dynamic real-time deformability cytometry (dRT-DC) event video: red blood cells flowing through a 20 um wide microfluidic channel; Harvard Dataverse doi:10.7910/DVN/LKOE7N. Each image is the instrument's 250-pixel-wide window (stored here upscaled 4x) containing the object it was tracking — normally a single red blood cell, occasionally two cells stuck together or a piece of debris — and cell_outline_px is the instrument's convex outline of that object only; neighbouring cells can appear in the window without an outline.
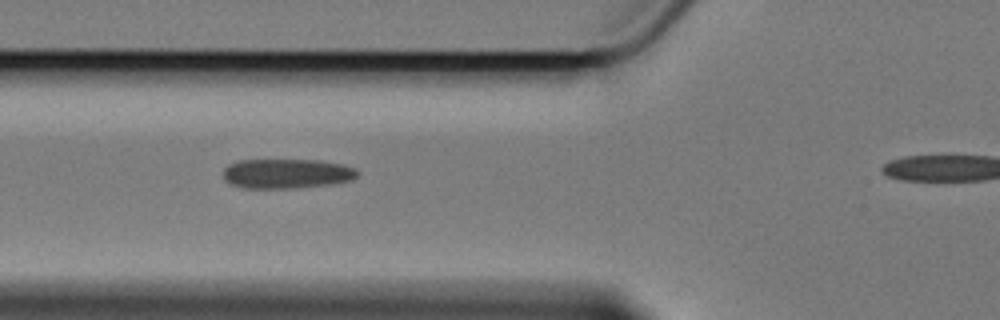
{"species": "Egyptian fruit bat (a non-hibernating species)", "species_latin": "Rousettus aegyptiacus", "temperature_condition": "cold", "stored_images_in_passage": 4, "segment_of_instrument_passage": [1, 2], "camera_frame_rate_fps": 3000, "um_per_image_px": 0.085, "animal": {"sex": "female"}, "frame": {"image": 1, "passage_image": 2, "time_ms": 1.333, "image_size_px": [1000, 320], "cell_outline_px": [[360, 172], [352, 180], [332, 184], [292, 188], [244, 188], [228, 184], [224, 180], [224, 168], [228, 164], [236, 160], [320, 160], [344, 164], [356, 168]], "centroid_in_image_um": [24.37, 14.75], "position_along_channel_um": 101.4, "area_um2": 23.52}}
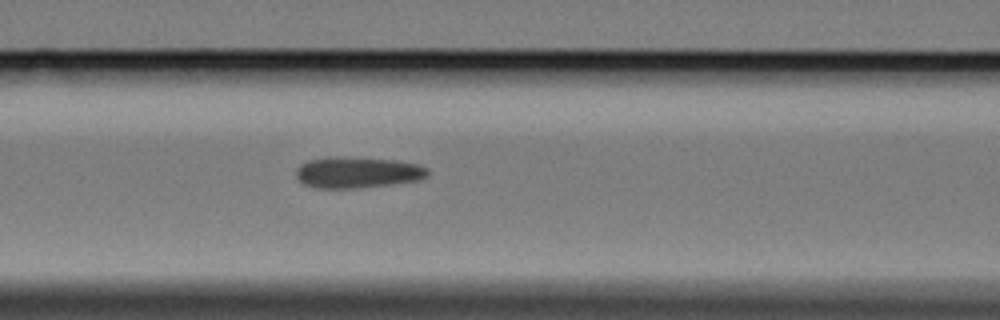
{"frame": {"image": 2, "passage_image": 3, "time_ms": 2.333, "image_size_px": [1000, 320], "cell_outline_px": [[428, 176], [416, 180], [360, 188], [316, 188], [304, 184], [296, 180], [296, 168], [300, 164], [308, 160], [324, 156], [344, 156], [396, 160], [416, 164], [428, 168]], "centroid_in_image_um": [30.3, 14.64], "position_along_channel_um": 136.3, "area_um2": 24.16}}